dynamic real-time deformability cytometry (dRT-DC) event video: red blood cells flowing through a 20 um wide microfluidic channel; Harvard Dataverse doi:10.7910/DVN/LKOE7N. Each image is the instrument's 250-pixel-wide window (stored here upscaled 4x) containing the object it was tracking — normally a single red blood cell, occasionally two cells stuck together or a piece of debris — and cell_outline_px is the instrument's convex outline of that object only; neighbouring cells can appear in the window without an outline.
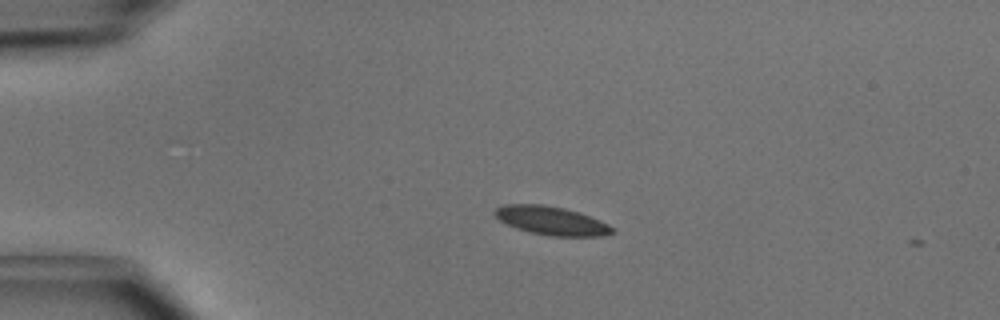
{"species": "common noctule bat (a hibernating species)", "species_latin": "Nyctalus noctula", "temperature_condition": "cold", "stored_images_in_passage": 3, "camera_frame_rate_fps": 3000, "um_per_image_px": 0.085, "animal": {"sex": "male", "body_mass_g": 15.6}, "frame": {"image": 1, "passage_image": 2, "time_ms": 0.333, "image_size_px": [1000, 320], "cell_outline_px": [[616, 232], [604, 236], [548, 236], [528, 232], [516, 228], [500, 220], [492, 212], [496, 208], [504, 204], [544, 204], [564, 208], [600, 220], [616, 228]], "centroid_in_image_um": [46.88, 18.76], "position_along_channel_um": 38.1, "area_um2": 19.65}}